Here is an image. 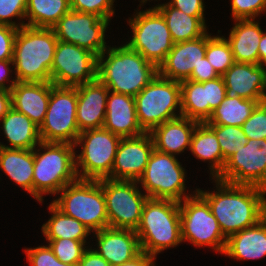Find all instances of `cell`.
Segmentation results:
<instances>
[{
    "instance_id": "cell-51",
    "label": "cell",
    "mask_w": 266,
    "mask_h": 266,
    "mask_svg": "<svg viewBox=\"0 0 266 266\" xmlns=\"http://www.w3.org/2000/svg\"><path fill=\"white\" fill-rule=\"evenodd\" d=\"M259 64L266 66V33L262 34L261 40L259 42Z\"/></svg>"
},
{
    "instance_id": "cell-33",
    "label": "cell",
    "mask_w": 266,
    "mask_h": 266,
    "mask_svg": "<svg viewBox=\"0 0 266 266\" xmlns=\"http://www.w3.org/2000/svg\"><path fill=\"white\" fill-rule=\"evenodd\" d=\"M70 10V0H27L26 25L52 28Z\"/></svg>"
},
{
    "instance_id": "cell-41",
    "label": "cell",
    "mask_w": 266,
    "mask_h": 266,
    "mask_svg": "<svg viewBox=\"0 0 266 266\" xmlns=\"http://www.w3.org/2000/svg\"><path fill=\"white\" fill-rule=\"evenodd\" d=\"M234 20L256 19L266 11V0H231Z\"/></svg>"
},
{
    "instance_id": "cell-1",
    "label": "cell",
    "mask_w": 266,
    "mask_h": 266,
    "mask_svg": "<svg viewBox=\"0 0 266 266\" xmlns=\"http://www.w3.org/2000/svg\"><path fill=\"white\" fill-rule=\"evenodd\" d=\"M216 190L196 191L207 201L223 235H231L257 224L266 216V190L250 185H234L213 178Z\"/></svg>"
},
{
    "instance_id": "cell-38",
    "label": "cell",
    "mask_w": 266,
    "mask_h": 266,
    "mask_svg": "<svg viewBox=\"0 0 266 266\" xmlns=\"http://www.w3.org/2000/svg\"><path fill=\"white\" fill-rule=\"evenodd\" d=\"M241 128L248 139H266V103H259Z\"/></svg>"
},
{
    "instance_id": "cell-8",
    "label": "cell",
    "mask_w": 266,
    "mask_h": 266,
    "mask_svg": "<svg viewBox=\"0 0 266 266\" xmlns=\"http://www.w3.org/2000/svg\"><path fill=\"white\" fill-rule=\"evenodd\" d=\"M121 137L105 128L80 132L74 144L80 145V154H75L78 179L99 180L107 178L112 171ZM81 169H80V168Z\"/></svg>"
},
{
    "instance_id": "cell-46",
    "label": "cell",
    "mask_w": 266,
    "mask_h": 266,
    "mask_svg": "<svg viewBox=\"0 0 266 266\" xmlns=\"http://www.w3.org/2000/svg\"><path fill=\"white\" fill-rule=\"evenodd\" d=\"M219 77L218 73L214 70L213 66L209 63L206 56L201 59L197 68H194L188 80L195 82H204Z\"/></svg>"
},
{
    "instance_id": "cell-26",
    "label": "cell",
    "mask_w": 266,
    "mask_h": 266,
    "mask_svg": "<svg viewBox=\"0 0 266 266\" xmlns=\"http://www.w3.org/2000/svg\"><path fill=\"white\" fill-rule=\"evenodd\" d=\"M229 37L235 62L259 64V42L264 33L255 19L235 20Z\"/></svg>"
},
{
    "instance_id": "cell-42",
    "label": "cell",
    "mask_w": 266,
    "mask_h": 266,
    "mask_svg": "<svg viewBox=\"0 0 266 266\" xmlns=\"http://www.w3.org/2000/svg\"><path fill=\"white\" fill-rule=\"evenodd\" d=\"M25 253L31 266H78L61 262L49 245L27 248Z\"/></svg>"
},
{
    "instance_id": "cell-35",
    "label": "cell",
    "mask_w": 266,
    "mask_h": 266,
    "mask_svg": "<svg viewBox=\"0 0 266 266\" xmlns=\"http://www.w3.org/2000/svg\"><path fill=\"white\" fill-rule=\"evenodd\" d=\"M206 58L219 76H222L234 63L230 43L224 36H211L206 32Z\"/></svg>"
},
{
    "instance_id": "cell-50",
    "label": "cell",
    "mask_w": 266,
    "mask_h": 266,
    "mask_svg": "<svg viewBox=\"0 0 266 266\" xmlns=\"http://www.w3.org/2000/svg\"><path fill=\"white\" fill-rule=\"evenodd\" d=\"M11 107V91L0 88V120Z\"/></svg>"
},
{
    "instance_id": "cell-44",
    "label": "cell",
    "mask_w": 266,
    "mask_h": 266,
    "mask_svg": "<svg viewBox=\"0 0 266 266\" xmlns=\"http://www.w3.org/2000/svg\"><path fill=\"white\" fill-rule=\"evenodd\" d=\"M18 29L0 24V60H13L14 40Z\"/></svg>"
},
{
    "instance_id": "cell-31",
    "label": "cell",
    "mask_w": 266,
    "mask_h": 266,
    "mask_svg": "<svg viewBox=\"0 0 266 266\" xmlns=\"http://www.w3.org/2000/svg\"><path fill=\"white\" fill-rule=\"evenodd\" d=\"M51 218L42 225V233L46 239H72L86 242L91 231L78 220L63 214L52 203L49 205Z\"/></svg>"
},
{
    "instance_id": "cell-23",
    "label": "cell",
    "mask_w": 266,
    "mask_h": 266,
    "mask_svg": "<svg viewBox=\"0 0 266 266\" xmlns=\"http://www.w3.org/2000/svg\"><path fill=\"white\" fill-rule=\"evenodd\" d=\"M52 82H17L11 89L12 107L39 128L45 120Z\"/></svg>"
},
{
    "instance_id": "cell-14",
    "label": "cell",
    "mask_w": 266,
    "mask_h": 266,
    "mask_svg": "<svg viewBox=\"0 0 266 266\" xmlns=\"http://www.w3.org/2000/svg\"><path fill=\"white\" fill-rule=\"evenodd\" d=\"M109 22L94 14L70 10L52 29L59 41L87 49L98 57L108 48L105 32Z\"/></svg>"
},
{
    "instance_id": "cell-7",
    "label": "cell",
    "mask_w": 266,
    "mask_h": 266,
    "mask_svg": "<svg viewBox=\"0 0 266 266\" xmlns=\"http://www.w3.org/2000/svg\"><path fill=\"white\" fill-rule=\"evenodd\" d=\"M139 125L145 132L181 115V85L159 74L135 97ZM178 108V110H176ZM176 111L179 114H176Z\"/></svg>"
},
{
    "instance_id": "cell-43",
    "label": "cell",
    "mask_w": 266,
    "mask_h": 266,
    "mask_svg": "<svg viewBox=\"0 0 266 266\" xmlns=\"http://www.w3.org/2000/svg\"><path fill=\"white\" fill-rule=\"evenodd\" d=\"M205 87L206 104H209V118L226 97V87L222 76L201 82Z\"/></svg>"
},
{
    "instance_id": "cell-4",
    "label": "cell",
    "mask_w": 266,
    "mask_h": 266,
    "mask_svg": "<svg viewBox=\"0 0 266 266\" xmlns=\"http://www.w3.org/2000/svg\"><path fill=\"white\" fill-rule=\"evenodd\" d=\"M141 250L156 258L167 248L182 243L179 202L148 198L136 229Z\"/></svg>"
},
{
    "instance_id": "cell-15",
    "label": "cell",
    "mask_w": 266,
    "mask_h": 266,
    "mask_svg": "<svg viewBox=\"0 0 266 266\" xmlns=\"http://www.w3.org/2000/svg\"><path fill=\"white\" fill-rule=\"evenodd\" d=\"M216 179L266 190V139H248L225 163Z\"/></svg>"
},
{
    "instance_id": "cell-40",
    "label": "cell",
    "mask_w": 266,
    "mask_h": 266,
    "mask_svg": "<svg viewBox=\"0 0 266 266\" xmlns=\"http://www.w3.org/2000/svg\"><path fill=\"white\" fill-rule=\"evenodd\" d=\"M27 0H0V24L13 26L17 29L26 25L25 21L16 23L12 18L26 19Z\"/></svg>"
},
{
    "instance_id": "cell-17",
    "label": "cell",
    "mask_w": 266,
    "mask_h": 266,
    "mask_svg": "<svg viewBox=\"0 0 266 266\" xmlns=\"http://www.w3.org/2000/svg\"><path fill=\"white\" fill-rule=\"evenodd\" d=\"M153 150L154 143L149 132L136 137L121 138L111 174L107 178L138 181Z\"/></svg>"
},
{
    "instance_id": "cell-24",
    "label": "cell",
    "mask_w": 266,
    "mask_h": 266,
    "mask_svg": "<svg viewBox=\"0 0 266 266\" xmlns=\"http://www.w3.org/2000/svg\"><path fill=\"white\" fill-rule=\"evenodd\" d=\"M199 122L179 116L154 127L149 133L154 149L173 156L190 150L191 137Z\"/></svg>"
},
{
    "instance_id": "cell-34",
    "label": "cell",
    "mask_w": 266,
    "mask_h": 266,
    "mask_svg": "<svg viewBox=\"0 0 266 266\" xmlns=\"http://www.w3.org/2000/svg\"><path fill=\"white\" fill-rule=\"evenodd\" d=\"M181 85V115L205 123L209 120V104H206L205 87L201 82L185 80Z\"/></svg>"
},
{
    "instance_id": "cell-18",
    "label": "cell",
    "mask_w": 266,
    "mask_h": 266,
    "mask_svg": "<svg viewBox=\"0 0 266 266\" xmlns=\"http://www.w3.org/2000/svg\"><path fill=\"white\" fill-rule=\"evenodd\" d=\"M205 55L206 33L194 40L175 43L158 67V74L178 82L188 80Z\"/></svg>"
},
{
    "instance_id": "cell-21",
    "label": "cell",
    "mask_w": 266,
    "mask_h": 266,
    "mask_svg": "<svg viewBox=\"0 0 266 266\" xmlns=\"http://www.w3.org/2000/svg\"><path fill=\"white\" fill-rule=\"evenodd\" d=\"M222 77L227 97L263 102L264 66L235 62Z\"/></svg>"
},
{
    "instance_id": "cell-47",
    "label": "cell",
    "mask_w": 266,
    "mask_h": 266,
    "mask_svg": "<svg viewBox=\"0 0 266 266\" xmlns=\"http://www.w3.org/2000/svg\"><path fill=\"white\" fill-rule=\"evenodd\" d=\"M78 266H111L103 257H101L94 249L87 248Z\"/></svg>"
},
{
    "instance_id": "cell-3",
    "label": "cell",
    "mask_w": 266,
    "mask_h": 266,
    "mask_svg": "<svg viewBox=\"0 0 266 266\" xmlns=\"http://www.w3.org/2000/svg\"><path fill=\"white\" fill-rule=\"evenodd\" d=\"M58 39L52 28L23 26L14 40L13 64L18 82H51Z\"/></svg>"
},
{
    "instance_id": "cell-37",
    "label": "cell",
    "mask_w": 266,
    "mask_h": 266,
    "mask_svg": "<svg viewBox=\"0 0 266 266\" xmlns=\"http://www.w3.org/2000/svg\"><path fill=\"white\" fill-rule=\"evenodd\" d=\"M54 255L63 263L78 265L84 251L86 242L72 239H46Z\"/></svg>"
},
{
    "instance_id": "cell-36",
    "label": "cell",
    "mask_w": 266,
    "mask_h": 266,
    "mask_svg": "<svg viewBox=\"0 0 266 266\" xmlns=\"http://www.w3.org/2000/svg\"><path fill=\"white\" fill-rule=\"evenodd\" d=\"M219 142L223 159L227 161L240 147L247 144V136L239 126L208 125Z\"/></svg>"
},
{
    "instance_id": "cell-48",
    "label": "cell",
    "mask_w": 266,
    "mask_h": 266,
    "mask_svg": "<svg viewBox=\"0 0 266 266\" xmlns=\"http://www.w3.org/2000/svg\"><path fill=\"white\" fill-rule=\"evenodd\" d=\"M10 64L14 66L13 60H0V88L11 91L14 85L18 82L17 79H12L9 85L6 86L5 82H9V75L13 71L10 69ZM7 80V81H6Z\"/></svg>"
},
{
    "instance_id": "cell-27",
    "label": "cell",
    "mask_w": 266,
    "mask_h": 266,
    "mask_svg": "<svg viewBox=\"0 0 266 266\" xmlns=\"http://www.w3.org/2000/svg\"><path fill=\"white\" fill-rule=\"evenodd\" d=\"M0 121L2 122L3 133L10 143L9 146L0 143V147L32 150L41 142L39 127L25 114L18 112L13 107Z\"/></svg>"
},
{
    "instance_id": "cell-2",
    "label": "cell",
    "mask_w": 266,
    "mask_h": 266,
    "mask_svg": "<svg viewBox=\"0 0 266 266\" xmlns=\"http://www.w3.org/2000/svg\"><path fill=\"white\" fill-rule=\"evenodd\" d=\"M157 74L155 64L126 44L109 46L97 57V78L111 92L135 97Z\"/></svg>"
},
{
    "instance_id": "cell-32",
    "label": "cell",
    "mask_w": 266,
    "mask_h": 266,
    "mask_svg": "<svg viewBox=\"0 0 266 266\" xmlns=\"http://www.w3.org/2000/svg\"><path fill=\"white\" fill-rule=\"evenodd\" d=\"M261 102L243 99L240 97H225L220 105L213 111L207 125H230L241 127L251 116L255 107Z\"/></svg>"
},
{
    "instance_id": "cell-13",
    "label": "cell",
    "mask_w": 266,
    "mask_h": 266,
    "mask_svg": "<svg viewBox=\"0 0 266 266\" xmlns=\"http://www.w3.org/2000/svg\"><path fill=\"white\" fill-rule=\"evenodd\" d=\"M102 186L106 201L109 227L131 229L138 228L144 204L149 198L137 187V181L98 180Z\"/></svg>"
},
{
    "instance_id": "cell-20",
    "label": "cell",
    "mask_w": 266,
    "mask_h": 266,
    "mask_svg": "<svg viewBox=\"0 0 266 266\" xmlns=\"http://www.w3.org/2000/svg\"><path fill=\"white\" fill-rule=\"evenodd\" d=\"M94 234L98 242L94 250L111 266L130 261L142 252L135 230L106 227Z\"/></svg>"
},
{
    "instance_id": "cell-29",
    "label": "cell",
    "mask_w": 266,
    "mask_h": 266,
    "mask_svg": "<svg viewBox=\"0 0 266 266\" xmlns=\"http://www.w3.org/2000/svg\"><path fill=\"white\" fill-rule=\"evenodd\" d=\"M34 149L0 147V169L33 196Z\"/></svg>"
},
{
    "instance_id": "cell-49",
    "label": "cell",
    "mask_w": 266,
    "mask_h": 266,
    "mask_svg": "<svg viewBox=\"0 0 266 266\" xmlns=\"http://www.w3.org/2000/svg\"><path fill=\"white\" fill-rule=\"evenodd\" d=\"M155 259V257L148 255L146 252L142 251L132 260L116 266H155Z\"/></svg>"
},
{
    "instance_id": "cell-45",
    "label": "cell",
    "mask_w": 266,
    "mask_h": 266,
    "mask_svg": "<svg viewBox=\"0 0 266 266\" xmlns=\"http://www.w3.org/2000/svg\"><path fill=\"white\" fill-rule=\"evenodd\" d=\"M168 3L189 16H205L203 0H171Z\"/></svg>"
},
{
    "instance_id": "cell-53",
    "label": "cell",
    "mask_w": 266,
    "mask_h": 266,
    "mask_svg": "<svg viewBox=\"0 0 266 266\" xmlns=\"http://www.w3.org/2000/svg\"><path fill=\"white\" fill-rule=\"evenodd\" d=\"M147 1L149 0H141L140 2L145 4V2L147 3Z\"/></svg>"
},
{
    "instance_id": "cell-39",
    "label": "cell",
    "mask_w": 266,
    "mask_h": 266,
    "mask_svg": "<svg viewBox=\"0 0 266 266\" xmlns=\"http://www.w3.org/2000/svg\"><path fill=\"white\" fill-rule=\"evenodd\" d=\"M114 0H70L72 11L90 13L110 20L114 15Z\"/></svg>"
},
{
    "instance_id": "cell-16",
    "label": "cell",
    "mask_w": 266,
    "mask_h": 266,
    "mask_svg": "<svg viewBox=\"0 0 266 266\" xmlns=\"http://www.w3.org/2000/svg\"><path fill=\"white\" fill-rule=\"evenodd\" d=\"M97 78V56L87 49L58 40L51 67V82L76 87Z\"/></svg>"
},
{
    "instance_id": "cell-22",
    "label": "cell",
    "mask_w": 266,
    "mask_h": 266,
    "mask_svg": "<svg viewBox=\"0 0 266 266\" xmlns=\"http://www.w3.org/2000/svg\"><path fill=\"white\" fill-rule=\"evenodd\" d=\"M103 128L121 138L145 133L139 125L133 96L109 91Z\"/></svg>"
},
{
    "instance_id": "cell-52",
    "label": "cell",
    "mask_w": 266,
    "mask_h": 266,
    "mask_svg": "<svg viewBox=\"0 0 266 266\" xmlns=\"http://www.w3.org/2000/svg\"><path fill=\"white\" fill-rule=\"evenodd\" d=\"M263 102L266 103V67H264Z\"/></svg>"
},
{
    "instance_id": "cell-25",
    "label": "cell",
    "mask_w": 266,
    "mask_h": 266,
    "mask_svg": "<svg viewBox=\"0 0 266 266\" xmlns=\"http://www.w3.org/2000/svg\"><path fill=\"white\" fill-rule=\"evenodd\" d=\"M223 254L246 261L266 256V216L257 224L231 235Z\"/></svg>"
},
{
    "instance_id": "cell-19",
    "label": "cell",
    "mask_w": 266,
    "mask_h": 266,
    "mask_svg": "<svg viewBox=\"0 0 266 266\" xmlns=\"http://www.w3.org/2000/svg\"><path fill=\"white\" fill-rule=\"evenodd\" d=\"M76 88L79 132L103 128L109 89L98 78Z\"/></svg>"
},
{
    "instance_id": "cell-28",
    "label": "cell",
    "mask_w": 266,
    "mask_h": 266,
    "mask_svg": "<svg viewBox=\"0 0 266 266\" xmlns=\"http://www.w3.org/2000/svg\"><path fill=\"white\" fill-rule=\"evenodd\" d=\"M154 7L164 17L174 44L197 39L207 32L204 16H189L169 3Z\"/></svg>"
},
{
    "instance_id": "cell-5",
    "label": "cell",
    "mask_w": 266,
    "mask_h": 266,
    "mask_svg": "<svg viewBox=\"0 0 266 266\" xmlns=\"http://www.w3.org/2000/svg\"><path fill=\"white\" fill-rule=\"evenodd\" d=\"M38 147L34 148L33 198L42 203L43 194H59L78 176L73 144L41 141Z\"/></svg>"
},
{
    "instance_id": "cell-11",
    "label": "cell",
    "mask_w": 266,
    "mask_h": 266,
    "mask_svg": "<svg viewBox=\"0 0 266 266\" xmlns=\"http://www.w3.org/2000/svg\"><path fill=\"white\" fill-rule=\"evenodd\" d=\"M184 169L176 156L154 149L137 183L141 184L149 198L181 202L192 196L185 193Z\"/></svg>"
},
{
    "instance_id": "cell-30",
    "label": "cell",
    "mask_w": 266,
    "mask_h": 266,
    "mask_svg": "<svg viewBox=\"0 0 266 266\" xmlns=\"http://www.w3.org/2000/svg\"><path fill=\"white\" fill-rule=\"evenodd\" d=\"M192 154L202 160L209 161L212 179L216 178L223 170L226 161L215 132L206 124L198 123L195 127L190 143Z\"/></svg>"
},
{
    "instance_id": "cell-10",
    "label": "cell",
    "mask_w": 266,
    "mask_h": 266,
    "mask_svg": "<svg viewBox=\"0 0 266 266\" xmlns=\"http://www.w3.org/2000/svg\"><path fill=\"white\" fill-rule=\"evenodd\" d=\"M134 16L128 21L133 36L126 45L159 67L174 45L167 23L155 7Z\"/></svg>"
},
{
    "instance_id": "cell-6",
    "label": "cell",
    "mask_w": 266,
    "mask_h": 266,
    "mask_svg": "<svg viewBox=\"0 0 266 266\" xmlns=\"http://www.w3.org/2000/svg\"><path fill=\"white\" fill-rule=\"evenodd\" d=\"M59 193L51 203L63 214L78 220L92 233L109 227L105 196L98 180L77 179Z\"/></svg>"
},
{
    "instance_id": "cell-12",
    "label": "cell",
    "mask_w": 266,
    "mask_h": 266,
    "mask_svg": "<svg viewBox=\"0 0 266 266\" xmlns=\"http://www.w3.org/2000/svg\"><path fill=\"white\" fill-rule=\"evenodd\" d=\"M77 88L52 83L45 120L39 128L42 142L75 144L77 126Z\"/></svg>"
},
{
    "instance_id": "cell-9",
    "label": "cell",
    "mask_w": 266,
    "mask_h": 266,
    "mask_svg": "<svg viewBox=\"0 0 266 266\" xmlns=\"http://www.w3.org/2000/svg\"><path fill=\"white\" fill-rule=\"evenodd\" d=\"M195 192L179 202L182 241L191 242L197 247L210 246L223 254L227 238L207 201Z\"/></svg>"
}]
</instances>
